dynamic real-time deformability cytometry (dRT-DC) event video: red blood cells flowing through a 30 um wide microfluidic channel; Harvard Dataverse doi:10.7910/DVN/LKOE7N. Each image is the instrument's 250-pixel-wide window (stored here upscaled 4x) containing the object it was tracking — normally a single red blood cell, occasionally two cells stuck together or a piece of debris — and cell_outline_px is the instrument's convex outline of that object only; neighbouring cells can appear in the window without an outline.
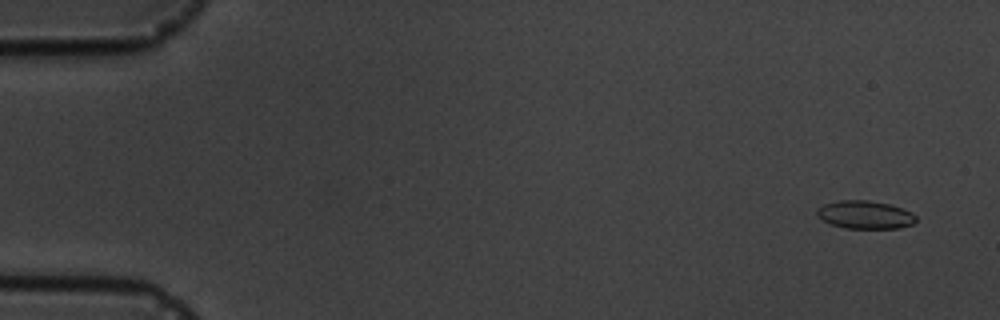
{"species": "common noctule bat (a hibernating species)", "species_latin": "Nyctalus noctula", "temperature_condition": "cold", "stored_images_in_passage": 6, "camera_frame_rate_fps": 3000, "um_per_image_px": 0.085, "animal": {"sex": "male", "body_mass_g": 19.5, "forearm_length_mm": 54.6}, "frame": {"image": 1, "passage_image": 1, "time_ms": 0.0, "image_size_px": [1000, 320], "cell_outline_px": [[916, 220], [912, 224], [900, 228], [844, 228], [832, 224], [816, 216], [816, 208], [824, 204], [840, 200], [868, 200], [888, 204], [912, 212], [916, 216]], "centroid_in_image_um": [73.51, 18.25], "position_along_channel_um": 11.5, "area_um2": 16.13}}
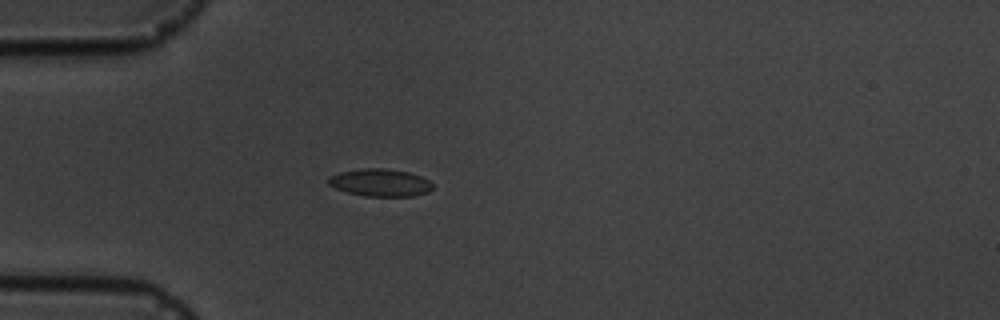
{"frame": {"image": 2, "passage_image": 5, "time_ms": 4.333, "image_size_px": [1000, 320], "cell_outline_px": [[432, 188], [428, 192], [412, 196], [364, 196], [348, 192], [336, 188], [328, 184], [328, 176], [340, 172], [364, 168], [388, 168], [408, 172], [420, 176], [428, 180], [432, 184]], "centroid_in_image_um": [32.3, 15.51], "position_along_channel_um": 52.7, "area_um2": 16.65}}